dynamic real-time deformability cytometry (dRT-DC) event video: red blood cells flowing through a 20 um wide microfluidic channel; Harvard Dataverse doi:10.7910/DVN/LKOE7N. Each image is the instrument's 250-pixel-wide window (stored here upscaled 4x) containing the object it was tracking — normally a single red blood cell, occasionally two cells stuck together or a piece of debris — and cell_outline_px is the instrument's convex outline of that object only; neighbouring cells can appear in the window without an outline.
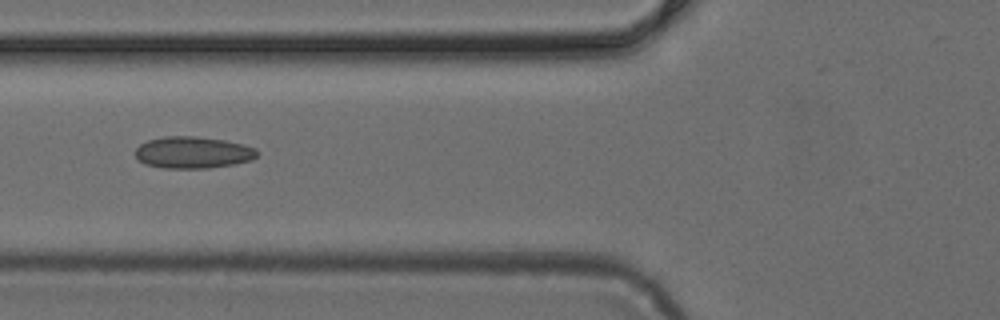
{"species": "common noctule bat (a hibernating species)", "species_latin": "Nyctalus noctula", "temperature_condition": "cold", "stored_images_in_passage": 6, "camera_frame_rate_fps": 3000, "um_per_image_px": 0.085, "animal": {"sex": "female", "body_mass_g": 24.6, "forearm_length_mm": 56.2}, "frame": {"image": 1, "passage_image": 6, "time_ms": 1.667, "image_size_px": [1000, 320], "cell_outline_px": [[260, 152], [252, 160], [236, 164], [208, 168], [164, 168], [144, 164], [136, 156], [136, 148], [140, 144], [148, 140], [164, 136], [196, 136], [224, 140], [244, 144], [256, 148]], "centroid_in_image_um": [16.43, 12.96], "position_along_channel_um": 109.4, "area_um2": 22.72}}